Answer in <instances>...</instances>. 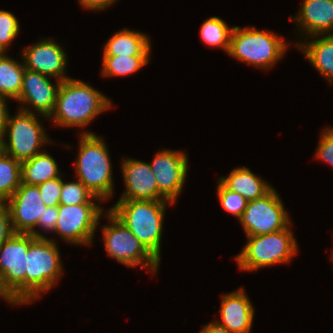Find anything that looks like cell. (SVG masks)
I'll return each instance as SVG.
<instances>
[{
  "mask_svg": "<svg viewBox=\"0 0 333 333\" xmlns=\"http://www.w3.org/2000/svg\"><path fill=\"white\" fill-rule=\"evenodd\" d=\"M79 138L78 158L74 163L76 179L96 197L107 201L114 194L112 164L107 144L92 131H83Z\"/></svg>",
  "mask_w": 333,
  "mask_h": 333,
  "instance_id": "3957f363",
  "label": "cell"
},
{
  "mask_svg": "<svg viewBox=\"0 0 333 333\" xmlns=\"http://www.w3.org/2000/svg\"><path fill=\"white\" fill-rule=\"evenodd\" d=\"M18 19L9 11L0 10V53L7 52L11 42L18 36Z\"/></svg>",
  "mask_w": 333,
  "mask_h": 333,
  "instance_id": "f1b7e54d",
  "label": "cell"
},
{
  "mask_svg": "<svg viewBox=\"0 0 333 333\" xmlns=\"http://www.w3.org/2000/svg\"><path fill=\"white\" fill-rule=\"evenodd\" d=\"M188 156L180 150H160L149 163L158 185V191L175 203L185 185Z\"/></svg>",
  "mask_w": 333,
  "mask_h": 333,
  "instance_id": "4fadbf2b",
  "label": "cell"
},
{
  "mask_svg": "<svg viewBox=\"0 0 333 333\" xmlns=\"http://www.w3.org/2000/svg\"><path fill=\"white\" fill-rule=\"evenodd\" d=\"M0 298H3L9 304L20 305L16 301V299L11 295V293L4 287V285L2 284L1 277H0Z\"/></svg>",
  "mask_w": 333,
  "mask_h": 333,
  "instance_id": "8d00e7d4",
  "label": "cell"
},
{
  "mask_svg": "<svg viewBox=\"0 0 333 333\" xmlns=\"http://www.w3.org/2000/svg\"><path fill=\"white\" fill-rule=\"evenodd\" d=\"M96 200L102 202V200L99 197H96L79 179L75 180V182H64L62 180V191L59 204H97L95 202Z\"/></svg>",
  "mask_w": 333,
  "mask_h": 333,
  "instance_id": "4316f807",
  "label": "cell"
},
{
  "mask_svg": "<svg viewBox=\"0 0 333 333\" xmlns=\"http://www.w3.org/2000/svg\"><path fill=\"white\" fill-rule=\"evenodd\" d=\"M284 38L270 30L233 26L228 55L233 59L268 70L284 55L288 47Z\"/></svg>",
  "mask_w": 333,
  "mask_h": 333,
  "instance_id": "277c9868",
  "label": "cell"
},
{
  "mask_svg": "<svg viewBox=\"0 0 333 333\" xmlns=\"http://www.w3.org/2000/svg\"><path fill=\"white\" fill-rule=\"evenodd\" d=\"M198 333H231L225 327L219 325L216 321L204 325V328Z\"/></svg>",
  "mask_w": 333,
  "mask_h": 333,
  "instance_id": "d590c367",
  "label": "cell"
},
{
  "mask_svg": "<svg viewBox=\"0 0 333 333\" xmlns=\"http://www.w3.org/2000/svg\"><path fill=\"white\" fill-rule=\"evenodd\" d=\"M30 234L14 233L0 246V277L16 301L26 304V254Z\"/></svg>",
  "mask_w": 333,
  "mask_h": 333,
  "instance_id": "30bf717a",
  "label": "cell"
},
{
  "mask_svg": "<svg viewBox=\"0 0 333 333\" xmlns=\"http://www.w3.org/2000/svg\"><path fill=\"white\" fill-rule=\"evenodd\" d=\"M50 79L52 78L49 76L25 68L22 89L16 100L19 104L22 103L19 109L37 113L48 119L54 111L61 85V81L56 80V83L53 84ZM33 108L35 111H32Z\"/></svg>",
  "mask_w": 333,
  "mask_h": 333,
  "instance_id": "5bb4252c",
  "label": "cell"
},
{
  "mask_svg": "<svg viewBox=\"0 0 333 333\" xmlns=\"http://www.w3.org/2000/svg\"><path fill=\"white\" fill-rule=\"evenodd\" d=\"M56 242L49 238H36L30 234L26 254V305L42 298L58 283L62 275V262Z\"/></svg>",
  "mask_w": 333,
  "mask_h": 333,
  "instance_id": "5b68a950",
  "label": "cell"
},
{
  "mask_svg": "<svg viewBox=\"0 0 333 333\" xmlns=\"http://www.w3.org/2000/svg\"><path fill=\"white\" fill-rule=\"evenodd\" d=\"M221 320H215L231 333H250L254 320V307L243 288L222 295Z\"/></svg>",
  "mask_w": 333,
  "mask_h": 333,
  "instance_id": "e0dca14e",
  "label": "cell"
},
{
  "mask_svg": "<svg viewBox=\"0 0 333 333\" xmlns=\"http://www.w3.org/2000/svg\"><path fill=\"white\" fill-rule=\"evenodd\" d=\"M42 201L47 207L59 205L62 191V178L57 177L37 185Z\"/></svg>",
  "mask_w": 333,
  "mask_h": 333,
  "instance_id": "f546056e",
  "label": "cell"
},
{
  "mask_svg": "<svg viewBox=\"0 0 333 333\" xmlns=\"http://www.w3.org/2000/svg\"><path fill=\"white\" fill-rule=\"evenodd\" d=\"M168 200H118L109 210L160 262L164 213Z\"/></svg>",
  "mask_w": 333,
  "mask_h": 333,
  "instance_id": "7a4b0ae2",
  "label": "cell"
},
{
  "mask_svg": "<svg viewBox=\"0 0 333 333\" xmlns=\"http://www.w3.org/2000/svg\"><path fill=\"white\" fill-rule=\"evenodd\" d=\"M274 187L263 197L248 201L239 219L246 236L266 235L286 228L291 219Z\"/></svg>",
  "mask_w": 333,
  "mask_h": 333,
  "instance_id": "9c48e42d",
  "label": "cell"
},
{
  "mask_svg": "<svg viewBox=\"0 0 333 333\" xmlns=\"http://www.w3.org/2000/svg\"><path fill=\"white\" fill-rule=\"evenodd\" d=\"M104 209L99 204H59L55 233L69 244L91 245Z\"/></svg>",
  "mask_w": 333,
  "mask_h": 333,
  "instance_id": "8fae6325",
  "label": "cell"
},
{
  "mask_svg": "<svg viewBox=\"0 0 333 333\" xmlns=\"http://www.w3.org/2000/svg\"><path fill=\"white\" fill-rule=\"evenodd\" d=\"M115 1L117 0H78L83 8L90 11H101L107 7L109 8Z\"/></svg>",
  "mask_w": 333,
  "mask_h": 333,
  "instance_id": "836d02e7",
  "label": "cell"
},
{
  "mask_svg": "<svg viewBox=\"0 0 333 333\" xmlns=\"http://www.w3.org/2000/svg\"><path fill=\"white\" fill-rule=\"evenodd\" d=\"M5 203L10 210L14 233L32 234L36 238H47L35 230L40 216L47 207L42 201L37 185L21 183Z\"/></svg>",
  "mask_w": 333,
  "mask_h": 333,
  "instance_id": "7c38bea8",
  "label": "cell"
},
{
  "mask_svg": "<svg viewBox=\"0 0 333 333\" xmlns=\"http://www.w3.org/2000/svg\"><path fill=\"white\" fill-rule=\"evenodd\" d=\"M227 189L239 193L247 201L256 200L267 194L273 187L247 167L233 169L228 177L218 179Z\"/></svg>",
  "mask_w": 333,
  "mask_h": 333,
  "instance_id": "44dd1931",
  "label": "cell"
},
{
  "mask_svg": "<svg viewBox=\"0 0 333 333\" xmlns=\"http://www.w3.org/2000/svg\"><path fill=\"white\" fill-rule=\"evenodd\" d=\"M25 65L0 53V95L17 100L23 83Z\"/></svg>",
  "mask_w": 333,
  "mask_h": 333,
  "instance_id": "603a6c76",
  "label": "cell"
},
{
  "mask_svg": "<svg viewBox=\"0 0 333 333\" xmlns=\"http://www.w3.org/2000/svg\"><path fill=\"white\" fill-rule=\"evenodd\" d=\"M14 234L8 205L0 202V246Z\"/></svg>",
  "mask_w": 333,
  "mask_h": 333,
  "instance_id": "1f68e13d",
  "label": "cell"
},
{
  "mask_svg": "<svg viewBox=\"0 0 333 333\" xmlns=\"http://www.w3.org/2000/svg\"><path fill=\"white\" fill-rule=\"evenodd\" d=\"M150 56L103 55L102 76H127L136 73L149 63Z\"/></svg>",
  "mask_w": 333,
  "mask_h": 333,
  "instance_id": "cb8c5ba5",
  "label": "cell"
},
{
  "mask_svg": "<svg viewBox=\"0 0 333 333\" xmlns=\"http://www.w3.org/2000/svg\"><path fill=\"white\" fill-rule=\"evenodd\" d=\"M104 214L110 222V225L101 228L107 255L127 267L141 264V269L148 267L151 273L156 274L159 261L110 210Z\"/></svg>",
  "mask_w": 333,
  "mask_h": 333,
  "instance_id": "ba28073f",
  "label": "cell"
},
{
  "mask_svg": "<svg viewBox=\"0 0 333 333\" xmlns=\"http://www.w3.org/2000/svg\"><path fill=\"white\" fill-rule=\"evenodd\" d=\"M61 176L56 160L47 152L21 163V183L39 185Z\"/></svg>",
  "mask_w": 333,
  "mask_h": 333,
  "instance_id": "7402d4cb",
  "label": "cell"
},
{
  "mask_svg": "<svg viewBox=\"0 0 333 333\" xmlns=\"http://www.w3.org/2000/svg\"><path fill=\"white\" fill-rule=\"evenodd\" d=\"M321 132L315 157L333 167V127H326Z\"/></svg>",
  "mask_w": 333,
  "mask_h": 333,
  "instance_id": "4dcf8cb0",
  "label": "cell"
},
{
  "mask_svg": "<svg viewBox=\"0 0 333 333\" xmlns=\"http://www.w3.org/2000/svg\"><path fill=\"white\" fill-rule=\"evenodd\" d=\"M289 19L302 36L304 32L306 37L333 34V0H303L299 12Z\"/></svg>",
  "mask_w": 333,
  "mask_h": 333,
  "instance_id": "ac0fdd59",
  "label": "cell"
},
{
  "mask_svg": "<svg viewBox=\"0 0 333 333\" xmlns=\"http://www.w3.org/2000/svg\"><path fill=\"white\" fill-rule=\"evenodd\" d=\"M331 261H333V251L331 252Z\"/></svg>",
  "mask_w": 333,
  "mask_h": 333,
  "instance_id": "f35d334b",
  "label": "cell"
},
{
  "mask_svg": "<svg viewBox=\"0 0 333 333\" xmlns=\"http://www.w3.org/2000/svg\"><path fill=\"white\" fill-rule=\"evenodd\" d=\"M59 213V205L46 207L44 213L40 216L37 222V228L41 227L42 230L46 231V233L50 231V233L55 231V227L58 220Z\"/></svg>",
  "mask_w": 333,
  "mask_h": 333,
  "instance_id": "d6a6232c",
  "label": "cell"
},
{
  "mask_svg": "<svg viewBox=\"0 0 333 333\" xmlns=\"http://www.w3.org/2000/svg\"><path fill=\"white\" fill-rule=\"evenodd\" d=\"M125 192L119 200H167L159 191L148 162L125 158L121 164Z\"/></svg>",
  "mask_w": 333,
  "mask_h": 333,
  "instance_id": "2e32d148",
  "label": "cell"
},
{
  "mask_svg": "<svg viewBox=\"0 0 333 333\" xmlns=\"http://www.w3.org/2000/svg\"><path fill=\"white\" fill-rule=\"evenodd\" d=\"M6 100H8V98H6L3 95H0V134L2 135L4 132V129L6 128V124H7V119L9 116V112H8V104L6 103Z\"/></svg>",
  "mask_w": 333,
  "mask_h": 333,
  "instance_id": "e575fe53",
  "label": "cell"
},
{
  "mask_svg": "<svg viewBox=\"0 0 333 333\" xmlns=\"http://www.w3.org/2000/svg\"><path fill=\"white\" fill-rule=\"evenodd\" d=\"M233 26H229L217 16L205 20L200 29V37L210 47H220L227 54L230 48V37Z\"/></svg>",
  "mask_w": 333,
  "mask_h": 333,
  "instance_id": "484cf974",
  "label": "cell"
},
{
  "mask_svg": "<svg viewBox=\"0 0 333 333\" xmlns=\"http://www.w3.org/2000/svg\"><path fill=\"white\" fill-rule=\"evenodd\" d=\"M292 222L284 229L266 235L247 236V243L235 260L240 270L257 269L287 264L298 253V244L293 235Z\"/></svg>",
  "mask_w": 333,
  "mask_h": 333,
  "instance_id": "8992f818",
  "label": "cell"
},
{
  "mask_svg": "<svg viewBox=\"0 0 333 333\" xmlns=\"http://www.w3.org/2000/svg\"><path fill=\"white\" fill-rule=\"evenodd\" d=\"M310 42H300L297 49L302 50L309 63L333 84V34L308 37ZM312 38V40H311Z\"/></svg>",
  "mask_w": 333,
  "mask_h": 333,
  "instance_id": "d6986e66",
  "label": "cell"
},
{
  "mask_svg": "<svg viewBox=\"0 0 333 333\" xmlns=\"http://www.w3.org/2000/svg\"><path fill=\"white\" fill-rule=\"evenodd\" d=\"M36 115L39 114L21 109L13 117L9 113L6 128L1 135L2 151L21 163L43 152L40 147L52 143Z\"/></svg>",
  "mask_w": 333,
  "mask_h": 333,
  "instance_id": "52a82bcc",
  "label": "cell"
},
{
  "mask_svg": "<svg viewBox=\"0 0 333 333\" xmlns=\"http://www.w3.org/2000/svg\"><path fill=\"white\" fill-rule=\"evenodd\" d=\"M217 195L222 208L239 220L247 207L248 201L239 193L227 189L219 180Z\"/></svg>",
  "mask_w": 333,
  "mask_h": 333,
  "instance_id": "83f0119b",
  "label": "cell"
},
{
  "mask_svg": "<svg viewBox=\"0 0 333 333\" xmlns=\"http://www.w3.org/2000/svg\"><path fill=\"white\" fill-rule=\"evenodd\" d=\"M112 103L102 92L79 79L68 78L61 82L56 105L48 119L60 127H87L107 110Z\"/></svg>",
  "mask_w": 333,
  "mask_h": 333,
  "instance_id": "6da1fadb",
  "label": "cell"
},
{
  "mask_svg": "<svg viewBox=\"0 0 333 333\" xmlns=\"http://www.w3.org/2000/svg\"><path fill=\"white\" fill-rule=\"evenodd\" d=\"M66 54L54 39H40L36 44L26 47L21 57L26 69L62 82L70 78L65 70L68 60Z\"/></svg>",
  "mask_w": 333,
  "mask_h": 333,
  "instance_id": "9a60e30c",
  "label": "cell"
},
{
  "mask_svg": "<svg viewBox=\"0 0 333 333\" xmlns=\"http://www.w3.org/2000/svg\"><path fill=\"white\" fill-rule=\"evenodd\" d=\"M150 44L145 33L123 29L114 33L104 44L103 55L150 56Z\"/></svg>",
  "mask_w": 333,
  "mask_h": 333,
  "instance_id": "ffe728a7",
  "label": "cell"
},
{
  "mask_svg": "<svg viewBox=\"0 0 333 333\" xmlns=\"http://www.w3.org/2000/svg\"><path fill=\"white\" fill-rule=\"evenodd\" d=\"M21 184V162L0 151V202H6Z\"/></svg>",
  "mask_w": 333,
  "mask_h": 333,
  "instance_id": "d4e9b609",
  "label": "cell"
},
{
  "mask_svg": "<svg viewBox=\"0 0 333 333\" xmlns=\"http://www.w3.org/2000/svg\"><path fill=\"white\" fill-rule=\"evenodd\" d=\"M0 151H2V136L0 134Z\"/></svg>",
  "mask_w": 333,
  "mask_h": 333,
  "instance_id": "74e56055",
  "label": "cell"
}]
</instances>
